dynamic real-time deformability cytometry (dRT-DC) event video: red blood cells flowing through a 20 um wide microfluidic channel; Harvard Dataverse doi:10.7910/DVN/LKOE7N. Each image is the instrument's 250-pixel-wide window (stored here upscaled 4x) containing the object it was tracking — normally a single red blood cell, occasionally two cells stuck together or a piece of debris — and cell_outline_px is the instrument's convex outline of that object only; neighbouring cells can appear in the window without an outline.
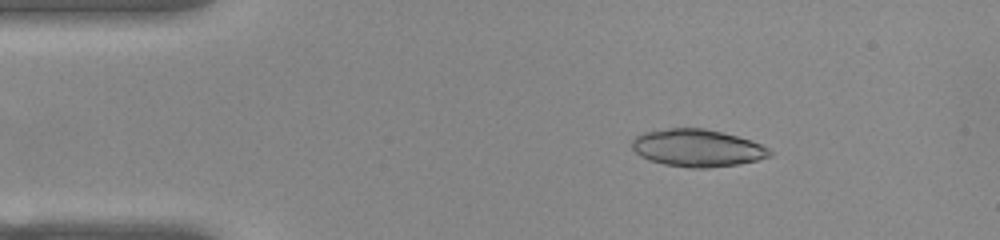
{"species": "common noctule bat (a hibernating species)", "species_latin": "Nyctalus noctula", "temperature_condition": "warm", "stored_images_in_passage": 46, "camera_frame_rate_fps": 3000, "um_per_image_px": 0.085, "animal": {"sex": "female", "body_mass_g": 22.0, "forearm_length_mm": 56.7}, "frame": {"image": 1, "passage_image": 2, "time_ms": 0.333, "image_size_px": [1000, 240], "cell_outline_px": [[772, 156], [740, 164], [708, 168], [688, 168], [664, 164], [648, 160], [640, 156], [632, 148], [632, 140], [636, 136], [644, 132], [668, 128], [704, 128], [752, 140], [768, 148], [772, 152]], "centroid_in_image_um": [59.26, 12.59], "position_along_channel_um": 25.7, "area_um2": 30.06}}